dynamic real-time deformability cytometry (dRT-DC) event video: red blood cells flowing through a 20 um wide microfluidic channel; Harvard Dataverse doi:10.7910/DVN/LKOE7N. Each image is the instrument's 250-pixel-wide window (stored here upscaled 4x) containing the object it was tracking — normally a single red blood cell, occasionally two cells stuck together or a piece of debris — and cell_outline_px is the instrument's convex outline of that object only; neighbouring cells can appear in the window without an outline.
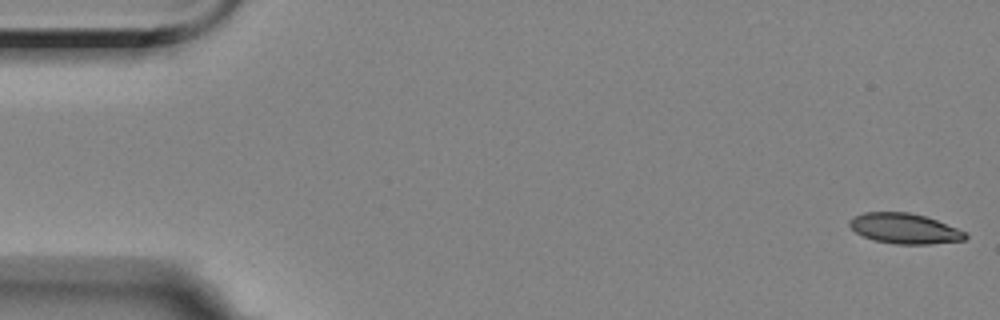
{"species": "Egyptian fruit bat (a non-hibernating species)", "species_latin": "Rousettus aegyptiacus", "temperature_condition": "room temperature", "stored_images_in_passage": 56, "camera_frame_rate_fps": 3000, "um_per_image_px": 0.085, "animal": {"sex": "female"}, "frame": {"image": 1, "passage_image": 1, "time_ms": 0.0, "image_size_px": [1000, 320], "cell_outline_px": [[968, 236], [964, 240], [928, 244], [896, 244], [876, 240], [864, 236], [856, 232], [848, 224], [848, 220], [864, 212], [908, 212], [924, 216], [936, 220], [956, 228], [964, 232]], "centroid_in_image_um": [76.87, 19.42], "position_along_channel_um": 8.1, "area_um2": 20.11}}
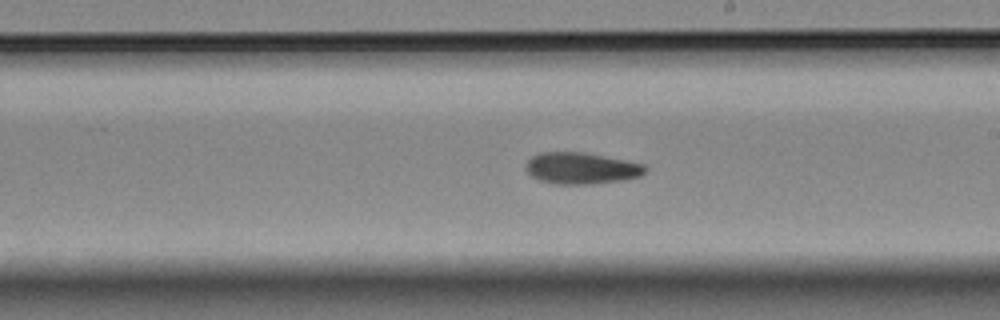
{"frame": {"image": 2, "passage_image": 32, "time_ms": 10.333, "image_size_px": [1000, 320], "cell_outline_px": [[644, 172], [640, 176], [620, 180], [592, 184], [556, 184], [540, 180], [532, 176], [528, 172], [528, 160], [532, 156], [540, 152], [584, 152], [644, 164]], "centroid_in_image_um": [49.39, 14.3], "position_along_channel_um": 239.6, "area_um2": 21.5}}
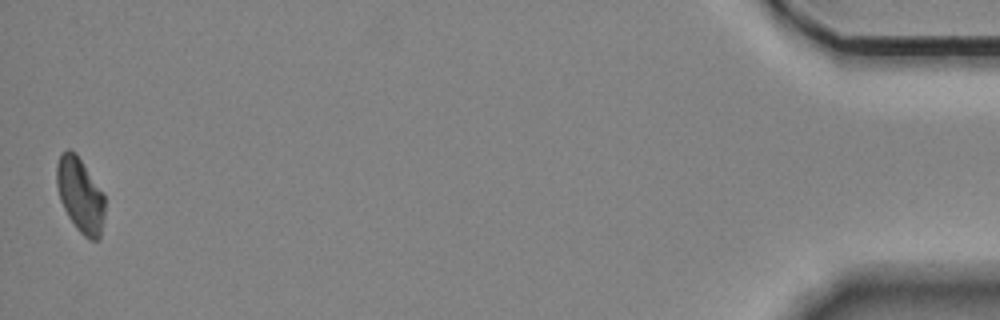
{"frame": {"image": 3, "passage_image": 56, "time_ms": 18.333, "image_size_px": [1000, 320], "cell_outline_px": [[104, 220], [100, 240], [92, 240], [84, 236], [76, 228], [68, 216], [60, 200], [56, 184], [56, 164], [60, 156], [68, 148], [76, 152], [104, 192]], "centroid_in_image_um": [6.83, 16.58], "position_along_channel_um": 428.4, "area_um2": 21.21}}